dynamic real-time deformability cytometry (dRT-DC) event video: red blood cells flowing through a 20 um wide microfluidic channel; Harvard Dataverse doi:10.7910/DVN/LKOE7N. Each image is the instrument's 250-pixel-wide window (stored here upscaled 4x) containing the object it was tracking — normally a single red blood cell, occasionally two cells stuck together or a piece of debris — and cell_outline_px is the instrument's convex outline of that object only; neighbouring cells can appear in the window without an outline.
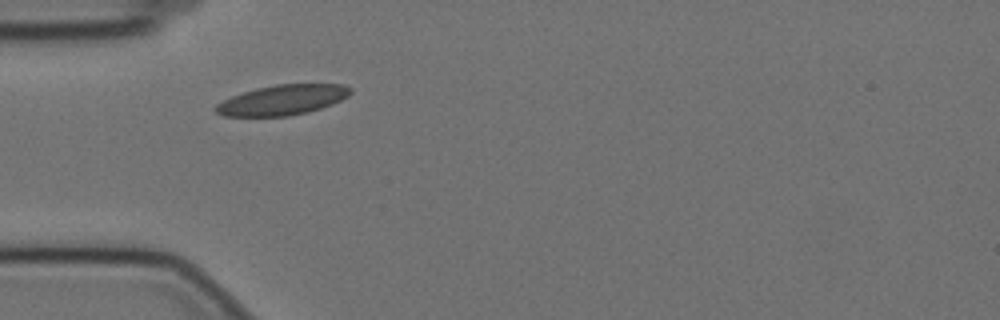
{"species": "Egyptian fruit bat (a non-hibernating species)", "species_latin": "Rousettus aegyptiacus", "temperature_condition": "cold", "stored_images_in_passage": 36, "camera_frame_rate_fps": 3000, "um_per_image_px": 0.085, "animal": {"sex": "female"}, "frame": {"image": 1, "passage_image": 1, "time_ms": 0.0, "image_size_px": [1000, 320], "cell_outline_px": [[352, 92], [348, 96], [332, 104], [308, 112], [288, 116], [224, 116], [216, 112], [212, 108], [216, 104], [232, 96], [256, 88], [276, 84], [344, 84], [352, 88]], "centroid_in_image_um": [24.01, 8.49], "position_along_channel_um": 61.0, "area_um2": 23.64}}
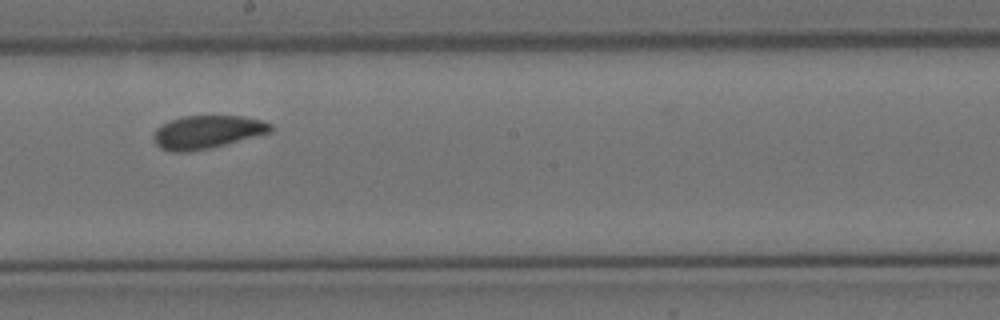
{"frame": {"image": 2, "passage_image": 16, "time_ms": 5.0, "image_size_px": [1000, 320], "cell_outline_px": [[272, 132], [208, 148], [188, 152], [172, 152], [160, 148], [156, 144], [152, 136], [156, 128], [160, 124], [184, 116], [244, 116], [260, 120], [272, 124]], "centroid_in_image_um": [17.57, 11.22], "position_along_channel_um": 230.6, "area_um2": 22.48}}
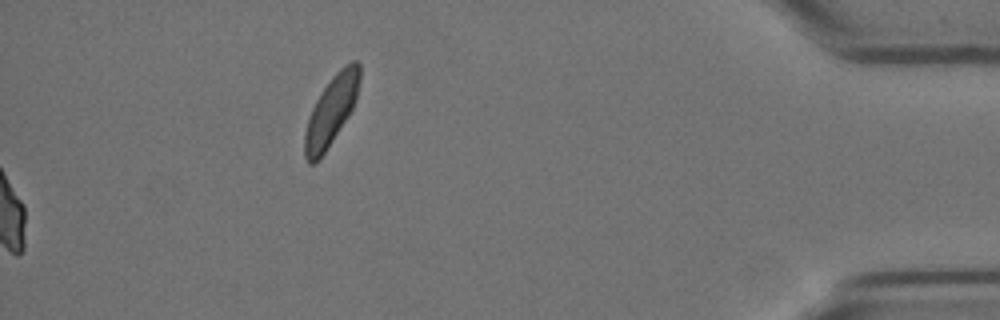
{"frame": {"image": 3, "passage_image": 36, "time_ms": 11.667, "image_size_px": [1000, 320], "cell_outline_px": [[360, 80], [356, 100], [348, 116], [320, 160], [312, 164], [308, 164], [304, 156], [304, 132], [312, 108], [320, 92], [332, 76], [344, 64], [352, 60], [356, 60], [360, 64]], "centroid_in_image_um": [28.15, 9.41], "position_along_channel_um": 407.1, "area_um2": 22.31}, "authors_computed_cell_mechanics": {"area_um2": 22.542, "velocity_mm_per_s": 3.4379, "shape_relaxation_time_tau1_ms": 3.3648, "shape_relaxation_time_tau2_ms": 2.5337, "deformation_change_tau1": 0.0752, "deformation_change_tau2": 0.0408}}